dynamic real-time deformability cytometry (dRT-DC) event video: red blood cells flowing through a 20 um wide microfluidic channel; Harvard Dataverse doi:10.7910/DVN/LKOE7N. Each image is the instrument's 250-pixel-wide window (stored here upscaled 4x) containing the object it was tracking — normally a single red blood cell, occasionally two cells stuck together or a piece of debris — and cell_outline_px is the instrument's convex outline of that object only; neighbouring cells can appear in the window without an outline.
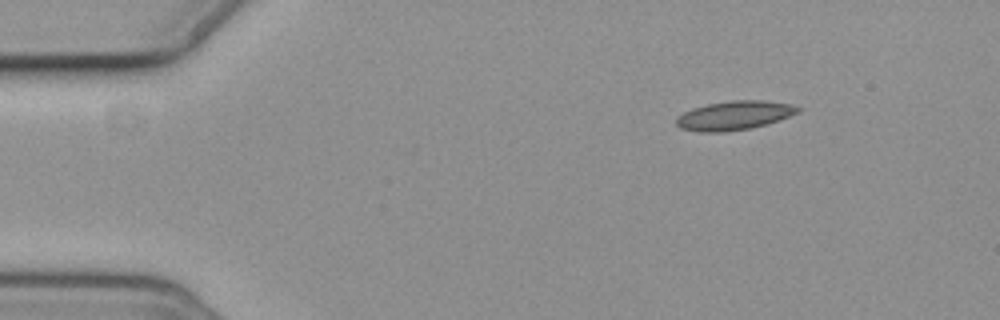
{"species": "common noctule bat (a hibernating species)", "species_latin": "Nyctalus noctula", "temperature_condition": "cold", "stored_images_in_passage": 4, "camera_frame_rate_fps": 3000, "um_per_image_px": 0.085, "animal": {"sex": "female", "body_mass_g": 19.3, "forearm_length_mm": 54.1}, "frame": {"image": 1, "passage_image": 4, "time_ms": 3.667, "image_size_px": [1000, 320], "cell_outline_px": [[804, 108], [800, 112], [780, 120], [752, 128], [724, 132], [700, 132], [680, 128], [676, 124], [676, 116], [692, 108], [708, 104], [732, 100], [764, 100], [792, 104]], "centroid_in_image_um": [62.45, 9.81], "position_along_channel_um": 22.5, "area_um2": 20.81}}